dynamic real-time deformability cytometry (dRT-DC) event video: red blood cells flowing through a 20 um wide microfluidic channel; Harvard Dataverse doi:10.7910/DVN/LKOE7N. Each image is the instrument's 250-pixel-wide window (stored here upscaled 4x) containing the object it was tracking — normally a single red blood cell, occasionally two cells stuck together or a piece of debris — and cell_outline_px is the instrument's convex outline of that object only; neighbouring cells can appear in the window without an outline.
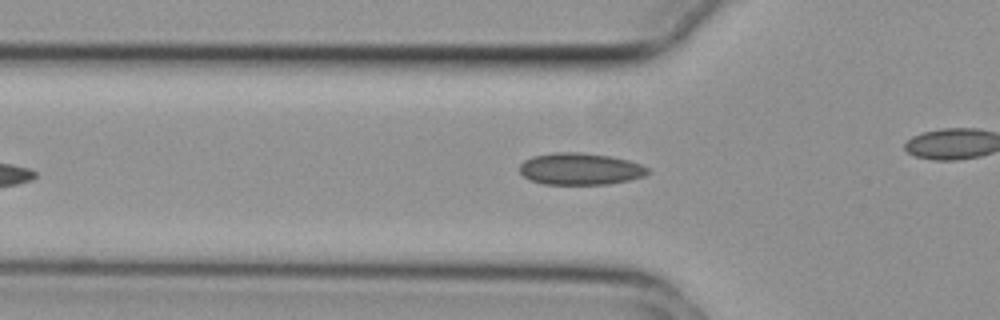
{"species": "common noctule bat (a hibernating species)", "species_latin": "Nyctalus noctula", "temperature_condition": "cold", "stored_images_in_passage": 39, "camera_frame_rate_fps": 3000, "um_per_image_px": 0.085, "animal": {"sex": "female", "body_mass_g": 29.2, "forearm_length_mm": 56.3}, "frame": {"image": 1, "passage_image": 5, "time_ms": 1.333, "image_size_px": [1000, 320], "cell_outline_px": [[648, 172], [644, 176], [628, 180], [608, 184], [544, 184], [528, 180], [520, 172], [520, 164], [524, 160], [532, 156], [556, 152], [580, 152], [608, 156], [628, 160], [640, 164], [648, 168]], "centroid_in_image_um": [49.28, 14.36], "position_along_channel_um": 76.5, "area_um2": 23.7}}
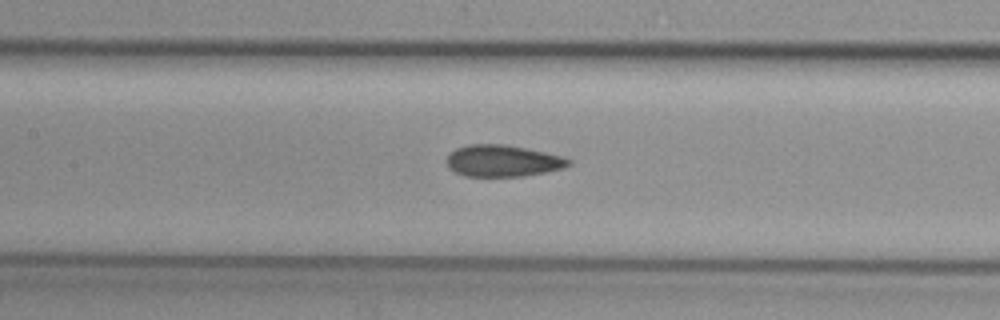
{"frame": {"image": 2, "passage_image": 12, "time_ms": 3.667, "image_size_px": [1000, 320], "cell_outline_px": [[572, 164], [564, 168], [548, 172], [524, 176], [464, 176], [448, 168], [448, 156], [456, 148], [468, 144], [504, 144], [544, 152], [560, 156], [572, 160]], "centroid_in_image_um": [42.76, 13.68], "position_along_channel_um": 164.6, "area_um2": 22.43}}
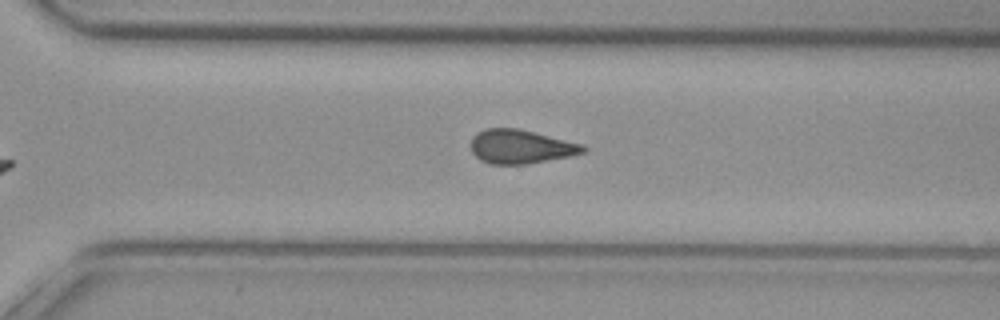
{"frame": {"image": 3, "passage_image": 25, "time_ms": 8.0, "image_size_px": [1000, 320], "cell_outline_px": [[588, 148], [584, 152], [572, 156], [528, 164], [488, 164], [480, 160], [472, 152], [472, 136], [476, 132], [484, 128], [516, 128], [584, 144]], "centroid_in_image_um": [44.27, 12.47], "position_along_channel_um": 326.3, "area_um2": 22.31}, "authors_computed_cell_mechanics": {"area_um2": 22.253, "velocity_mm_per_s": 3.7448, "shape_relaxation_time_tau1_ms": null, "shape_relaxation_time_tau2_ms": 5.215, "deformation_change_tau1": null, "deformation_change_tau2": 0.1101}}